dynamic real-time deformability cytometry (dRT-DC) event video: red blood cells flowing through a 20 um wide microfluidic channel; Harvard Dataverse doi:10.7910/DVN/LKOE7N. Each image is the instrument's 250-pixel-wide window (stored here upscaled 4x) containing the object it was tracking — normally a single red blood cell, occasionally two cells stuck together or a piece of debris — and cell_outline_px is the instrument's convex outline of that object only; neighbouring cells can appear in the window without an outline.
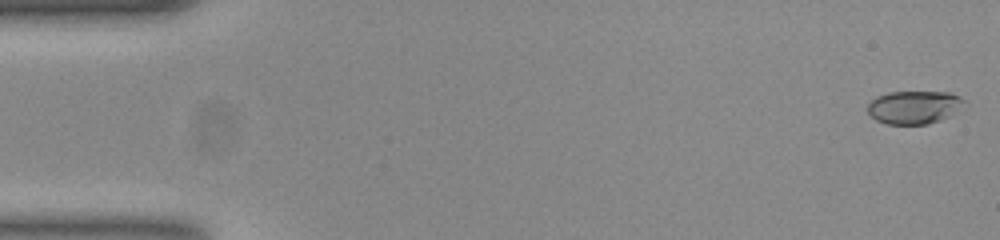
{"species": "common noctule bat (a hibernating species)", "species_latin": "Nyctalus noctula", "temperature_condition": "room temperature", "stored_images_in_passage": 52, "camera_frame_rate_fps": 3000, "um_per_image_px": 0.085, "animal": {"sex": "female", "body_mass_g": 23.0, "forearm_length_mm": 53.4}, "frame": {"image": 1, "passage_image": 1, "time_ms": 0.0, "image_size_px": [1000, 240], "cell_outline_px": [[968, 104], [948, 116], [940, 120], [928, 124], [888, 124], [876, 120], [868, 112], [868, 104], [876, 96], [888, 92], [952, 92], [960, 96]], "centroid_in_image_um": [77.73, 9.1], "position_along_channel_um": 7.3, "area_um2": 18.73}}
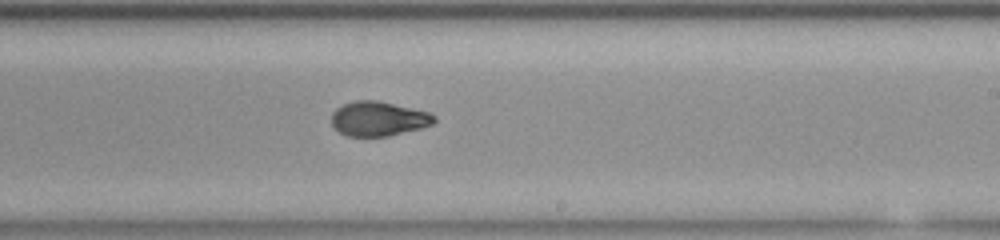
{"frame": {"image": 2, "passage_image": 31, "time_ms": 10.0, "image_size_px": [1000, 240], "cell_outline_px": [[436, 120], [432, 124], [420, 128], [388, 136], [348, 136], [340, 132], [332, 124], [332, 112], [336, 108], [344, 104], [356, 100], [380, 100], [428, 112], [436, 116]], "centroid_in_image_um": [32.17, 10.08], "position_along_channel_um": 256.8, "area_um2": 20.58}}
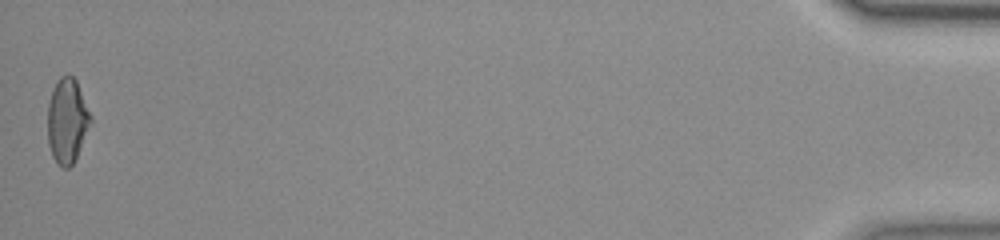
{"frame": {"image": 3, "passage_image": 52, "time_ms": 17.0, "image_size_px": [1000, 240], "cell_outline_px": [[92, 124], [72, 164], [68, 168], [64, 168], [56, 164], [52, 156], [48, 144], [48, 104], [52, 88], [60, 76], [68, 72], [76, 80], [92, 116]], "centroid_in_image_um": [5.71, 10.24], "position_along_channel_um": 429.5, "area_um2": 21.5}, "authors_computed_cell_mechanics": {"area_um2": 20.9814, "velocity_mm_per_s": 3.9035, "shape_relaxation_time_tau1_ms": 7.8354, "shape_relaxation_time_tau2_ms": 1.9655, "deformation_change_tau1": 0.2506, "deformation_change_tau2": 0.0453}}